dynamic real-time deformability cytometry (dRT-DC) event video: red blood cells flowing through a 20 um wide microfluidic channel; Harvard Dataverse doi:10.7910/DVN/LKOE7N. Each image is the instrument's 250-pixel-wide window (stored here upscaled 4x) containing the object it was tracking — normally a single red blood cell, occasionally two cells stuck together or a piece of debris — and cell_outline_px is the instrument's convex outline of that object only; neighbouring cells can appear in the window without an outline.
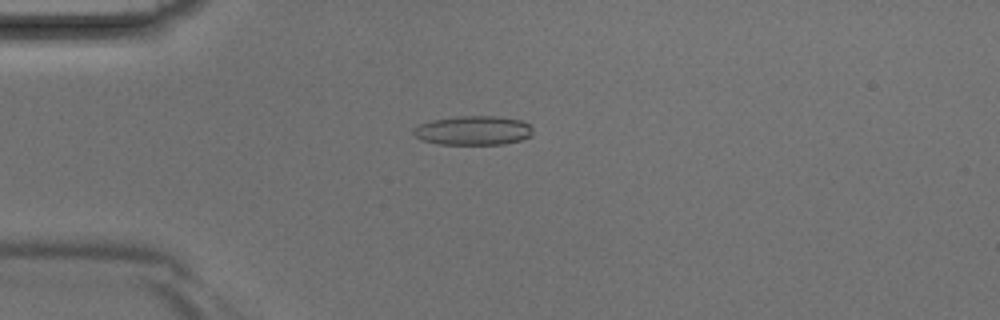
{"species": "Egyptian fruit bat (a non-hibernating species)", "species_latin": "Rousettus aegyptiacus", "temperature_condition": "room temperature", "stored_images_in_passage": 3, "camera_frame_rate_fps": 3000, "um_per_image_px": 0.085, "animal": {"sex": "male"}, "frame": {"image": 1, "passage_image": 2, "time_ms": 0.333, "image_size_px": [1000, 320], "cell_outline_px": [[532, 136], [520, 140], [504, 144], [440, 144], [420, 140], [412, 132], [412, 128], [420, 124], [432, 120], [460, 116], [496, 116], [520, 120], [528, 124], [532, 128]], "centroid_in_image_um": [40.21, 11.09], "position_along_channel_um": 44.8, "area_um2": 20.29}}